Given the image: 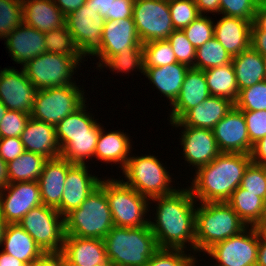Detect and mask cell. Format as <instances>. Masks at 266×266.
<instances>
[{"label":"cell","mask_w":266,"mask_h":266,"mask_svg":"<svg viewBox=\"0 0 266 266\" xmlns=\"http://www.w3.org/2000/svg\"><path fill=\"white\" fill-rule=\"evenodd\" d=\"M99 186L105 191L114 226L137 228L149 226L150 199L140 195L120 177H105ZM148 217V218H146Z\"/></svg>","instance_id":"5"},{"label":"cell","mask_w":266,"mask_h":266,"mask_svg":"<svg viewBox=\"0 0 266 266\" xmlns=\"http://www.w3.org/2000/svg\"><path fill=\"white\" fill-rule=\"evenodd\" d=\"M195 3L200 15H220V0H195Z\"/></svg>","instance_id":"56"},{"label":"cell","mask_w":266,"mask_h":266,"mask_svg":"<svg viewBox=\"0 0 266 266\" xmlns=\"http://www.w3.org/2000/svg\"><path fill=\"white\" fill-rule=\"evenodd\" d=\"M232 62V57L219 41L213 37L196 49L195 68L206 70Z\"/></svg>","instance_id":"38"},{"label":"cell","mask_w":266,"mask_h":266,"mask_svg":"<svg viewBox=\"0 0 266 266\" xmlns=\"http://www.w3.org/2000/svg\"><path fill=\"white\" fill-rule=\"evenodd\" d=\"M55 5L67 16L69 13L79 9L86 0H53Z\"/></svg>","instance_id":"58"},{"label":"cell","mask_w":266,"mask_h":266,"mask_svg":"<svg viewBox=\"0 0 266 266\" xmlns=\"http://www.w3.org/2000/svg\"><path fill=\"white\" fill-rule=\"evenodd\" d=\"M65 24L81 55L88 60L101 46L105 18L91 5H82L66 16Z\"/></svg>","instance_id":"13"},{"label":"cell","mask_w":266,"mask_h":266,"mask_svg":"<svg viewBox=\"0 0 266 266\" xmlns=\"http://www.w3.org/2000/svg\"><path fill=\"white\" fill-rule=\"evenodd\" d=\"M134 0H115L111 7V20L132 18Z\"/></svg>","instance_id":"52"},{"label":"cell","mask_w":266,"mask_h":266,"mask_svg":"<svg viewBox=\"0 0 266 266\" xmlns=\"http://www.w3.org/2000/svg\"><path fill=\"white\" fill-rule=\"evenodd\" d=\"M86 164H74L67 172L65 188L62 193L61 203L56 208L57 211L65 217L73 209L85 201L100 183L101 178L96 176Z\"/></svg>","instance_id":"19"},{"label":"cell","mask_w":266,"mask_h":266,"mask_svg":"<svg viewBox=\"0 0 266 266\" xmlns=\"http://www.w3.org/2000/svg\"><path fill=\"white\" fill-rule=\"evenodd\" d=\"M210 96L204 71L190 67L177 99L170 106L172 109H169L170 113L167 120L169 123L178 121L189 109L202 103Z\"/></svg>","instance_id":"21"},{"label":"cell","mask_w":266,"mask_h":266,"mask_svg":"<svg viewBox=\"0 0 266 266\" xmlns=\"http://www.w3.org/2000/svg\"><path fill=\"white\" fill-rule=\"evenodd\" d=\"M61 253L79 266H111L103 239L66 235Z\"/></svg>","instance_id":"22"},{"label":"cell","mask_w":266,"mask_h":266,"mask_svg":"<svg viewBox=\"0 0 266 266\" xmlns=\"http://www.w3.org/2000/svg\"><path fill=\"white\" fill-rule=\"evenodd\" d=\"M250 157L252 163L266 166V136L253 144Z\"/></svg>","instance_id":"53"},{"label":"cell","mask_w":266,"mask_h":266,"mask_svg":"<svg viewBox=\"0 0 266 266\" xmlns=\"http://www.w3.org/2000/svg\"><path fill=\"white\" fill-rule=\"evenodd\" d=\"M256 266H266V234L260 230Z\"/></svg>","instance_id":"59"},{"label":"cell","mask_w":266,"mask_h":266,"mask_svg":"<svg viewBox=\"0 0 266 266\" xmlns=\"http://www.w3.org/2000/svg\"><path fill=\"white\" fill-rule=\"evenodd\" d=\"M227 203L247 226H255L260 221L264 200L257 194H252L238 187Z\"/></svg>","instance_id":"35"},{"label":"cell","mask_w":266,"mask_h":266,"mask_svg":"<svg viewBox=\"0 0 266 266\" xmlns=\"http://www.w3.org/2000/svg\"><path fill=\"white\" fill-rule=\"evenodd\" d=\"M73 165L61 156L45 162L38 179L42 204L54 208L60 205L66 175Z\"/></svg>","instance_id":"25"},{"label":"cell","mask_w":266,"mask_h":266,"mask_svg":"<svg viewBox=\"0 0 266 266\" xmlns=\"http://www.w3.org/2000/svg\"><path fill=\"white\" fill-rule=\"evenodd\" d=\"M21 141L25 151L40 154L47 159L60 157L61 149L54 125L30 117L21 134Z\"/></svg>","instance_id":"26"},{"label":"cell","mask_w":266,"mask_h":266,"mask_svg":"<svg viewBox=\"0 0 266 266\" xmlns=\"http://www.w3.org/2000/svg\"><path fill=\"white\" fill-rule=\"evenodd\" d=\"M23 23L42 33L65 25L66 16L53 0H22Z\"/></svg>","instance_id":"28"},{"label":"cell","mask_w":266,"mask_h":266,"mask_svg":"<svg viewBox=\"0 0 266 266\" xmlns=\"http://www.w3.org/2000/svg\"><path fill=\"white\" fill-rule=\"evenodd\" d=\"M247 227L227 202H197L195 253H205L213 245L239 234Z\"/></svg>","instance_id":"3"},{"label":"cell","mask_w":266,"mask_h":266,"mask_svg":"<svg viewBox=\"0 0 266 266\" xmlns=\"http://www.w3.org/2000/svg\"><path fill=\"white\" fill-rule=\"evenodd\" d=\"M214 21L211 16L200 15L182 29L186 38L196 49L214 37Z\"/></svg>","instance_id":"44"},{"label":"cell","mask_w":266,"mask_h":266,"mask_svg":"<svg viewBox=\"0 0 266 266\" xmlns=\"http://www.w3.org/2000/svg\"><path fill=\"white\" fill-rule=\"evenodd\" d=\"M8 184L7 164L0 158V191Z\"/></svg>","instance_id":"62"},{"label":"cell","mask_w":266,"mask_h":266,"mask_svg":"<svg viewBox=\"0 0 266 266\" xmlns=\"http://www.w3.org/2000/svg\"><path fill=\"white\" fill-rule=\"evenodd\" d=\"M64 218L65 234L80 238L104 239L114 226L106 193L100 186Z\"/></svg>","instance_id":"7"},{"label":"cell","mask_w":266,"mask_h":266,"mask_svg":"<svg viewBox=\"0 0 266 266\" xmlns=\"http://www.w3.org/2000/svg\"><path fill=\"white\" fill-rule=\"evenodd\" d=\"M252 22L222 15L214 22V37L231 57L250 47Z\"/></svg>","instance_id":"23"},{"label":"cell","mask_w":266,"mask_h":266,"mask_svg":"<svg viewBox=\"0 0 266 266\" xmlns=\"http://www.w3.org/2000/svg\"><path fill=\"white\" fill-rule=\"evenodd\" d=\"M239 91L266 80L263 56L251 46L232 57Z\"/></svg>","instance_id":"32"},{"label":"cell","mask_w":266,"mask_h":266,"mask_svg":"<svg viewBox=\"0 0 266 266\" xmlns=\"http://www.w3.org/2000/svg\"><path fill=\"white\" fill-rule=\"evenodd\" d=\"M80 87V88H79ZM83 86L69 84L38 90L31 117L56 126L69 114L87 103Z\"/></svg>","instance_id":"9"},{"label":"cell","mask_w":266,"mask_h":266,"mask_svg":"<svg viewBox=\"0 0 266 266\" xmlns=\"http://www.w3.org/2000/svg\"><path fill=\"white\" fill-rule=\"evenodd\" d=\"M101 127L98 136L94 158L102 163L119 165L122 170L132 153V139L123 131H107ZM131 139V140H130Z\"/></svg>","instance_id":"27"},{"label":"cell","mask_w":266,"mask_h":266,"mask_svg":"<svg viewBox=\"0 0 266 266\" xmlns=\"http://www.w3.org/2000/svg\"><path fill=\"white\" fill-rule=\"evenodd\" d=\"M7 110V107L0 101V122L3 119Z\"/></svg>","instance_id":"67"},{"label":"cell","mask_w":266,"mask_h":266,"mask_svg":"<svg viewBox=\"0 0 266 266\" xmlns=\"http://www.w3.org/2000/svg\"><path fill=\"white\" fill-rule=\"evenodd\" d=\"M239 187L252 194H257L265 201L266 167L251 162L244 171Z\"/></svg>","instance_id":"45"},{"label":"cell","mask_w":266,"mask_h":266,"mask_svg":"<svg viewBox=\"0 0 266 266\" xmlns=\"http://www.w3.org/2000/svg\"><path fill=\"white\" fill-rule=\"evenodd\" d=\"M115 0H86L84 5H91L95 12H99L105 21L111 20V7Z\"/></svg>","instance_id":"55"},{"label":"cell","mask_w":266,"mask_h":266,"mask_svg":"<svg viewBox=\"0 0 266 266\" xmlns=\"http://www.w3.org/2000/svg\"><path fill=\"white\" fill-rule=\"evenodd\" d=\"M254 227L260 231H264L266 229V200L264 201V207L260 221Z\"/></svg>","instance_id":"63"},{"label":"cell","mask_w":266,"mask_h":266,"mask_svg":"<svg viewBox=\"0 0 266 266\" xmlns=\"http://www.w3.org/2000/svg\"><path fill=\"white\" fill-rule=\"evenodd\" d=\"M5 227H6V222L0 214V248H1V241H2Z\"/></svg>","instance_id":"66"},{"label":"cell","mask_w":266,"mask_h":266,"mask_svg":"<svg viewBox=\"0 0 266 266\" xmlns=\"http://www.w3.org/2000/svg\"><path fill=\"white\" fill-rule=\"evenodd\" d=\"M27 266H58V253L45 254L41 259L32 262Z\"/></svg>","instance_id":"60"},{"label":"cell","mask_w":266,"mask_h":266,"mask_svg":"<svg viewBox=\"0 0 266 266\" xmlns=\"http://www.w3.org/2000/svg\"><path fill=\"white\" fill-rule=\"evenodd\" d=\"M42 205L38 182H15L0 191V214L6 224H17L33 208Z\"/></svg>","instance_id":"14"},{"label":"cell","mask_w":266,"mask_h":266,"mask_svg":"<svg viewBox=\"0 0 266 266\" xmlns=\"http://www.w3.org/2000/svg\"><path fill=\"white\" fill-rule=\"evenodd\" d=\"M211 96L223 97L236 102L239 88L232 63L204 70Z\"/></svg>","instance_id":"33"},{"label":"cell","mask_w":266,"mask_h":266,"mask_svg":"<svg viewBox=\"0 0 266 266\" xmlns=\"http://www.w3.org/2000/svg\"><path fill=\"white\" fill-rule=\"evenodd\" d=\"M175 30H182L200 16L195 0H168Z\"/></svg>","instance_id":"43"},{"label":"cell","mask_w":266,"mask_h":266,"mask_svg":"<svg viewBox=\"0 0 266 266\" xmlns=\"http://www.w3.org/2000/svg\"><path fill=\"white\" fill-rule=\"evenodd\" d=\"M0 266H27L23 261L0 250Z\"/></svg>","instance_id":"61"},{"label":"cell","mask_w":266,"mask_h":266,"mask_svg":"<svg viewBox=\"0 0 266 266\" xmlns=\"http://www.w3.org/2000/svg\"><path fill=\"white\" fill-rule=\"evenodd\" d=\"M197 253H193L192 254V258H191V261H190V266H200V261H202V259L201 260H199L198 259V256H200L201 254H199V255H196ZM198 260V261H197ZM199 262V263H198ZM213 263V265L212 264H210V266H218L217 264H215L214 262H212ZM204 266H206V264H203ZM207 266H209V265H207Z\"/></svg>","instance_id":"65"},{"label":"cell","mask_w":266,"mask_h":266,"mask_svg":"<svg viewBox=\"0 0 266 266\" xmlns=\"http://www.w3.org/2000/svg\"><path fill=\"white\" fill-rule=\"evenodd\" d=\"M132 17L142 44L167 40L175 30L168 0H134Z\"/></svg>","instance_id":"12"},{"label":"cell","mask_w":266,"mask_h":266,"mask_svg":"<svg viewBox=\"0 0 266 266\" xmlns=\"http://www.w3.org/2000/svg\"><path fill=\"white\" fill-rule=\"evenodd\" d=\"M47 160L40 154L24 151L22 155L6 163L8 184L28 181L38 182Z\"/></svg>","instance_id":"34"},{"label":"cell","mask_w":266,"mask_h":266,"mask_svg":"<svg viewBox=\"0 0 266 266\" xmlns=\"http://www.w3.org/2000/svg\"><path fill=\"white\" fill-rule=\"evenodd\" d=\"M191 258L183 249L159 248L145 266H190Z\"/></svg>","instance_id":"47"},{"label":"cell","mask_w":266,"mask_h":266,"mask_svg":"<svg viewBox=\"0 0 266 266\" xmlns=\"http://www.w3.org/2000/svg\"><path fill=\"white\" fill-rule=\"evenodd\" d=\"M263 61H264V66H265V71H266V55L263 56Z\"/></svg>","instance_id":"68"},{"label":"cell","mask_w":266,"mask_h":266,"mask_svg":"<svg viewBox=\"0 0 266 266\" xmlns=\"http://www.w3.org/2000/svg\"><path fill=\"white\" fill-rule=\"evenodd\" d=\"M179 128L181 137L178 139L183 148L182 157L194 170L209 164L221 152L211 129L190 126H172ZM182 128V129H181Z\"/></svg>","instance_id":"17"},{"label":"cell","mask_w":266,"mask_h":266,"mask_svg":"<svg viewBox=\"0 0 266 266\" xmlns=\"http://www.w3.org/2000/svg\"><path fill=\"white\" fill-rule=\"evenodd\" d=\"M250 154L220 153L209 164L195 171L191 186H187L199 203L227 202L240 186L245 169L251 163Z\"/></svg>","instance_id":"2"},{"label":"cell","mask_w":266,"mask_h":266,"mask_svg":"<svg viewBox=\"0 0 266 266\" xmlns=\"http://www.w3.org/2000/svg\"><path fill=\"white\" fill-rule=\"evenodd\" d=\"M260 0H220V15L232 16L253 23Z\"/></svg>","instance_id":"48"},{"label":"cell","mask_w":266,"mask_h":266,"mask_svg":"<svg viewBox=\"0 0 266 266\" xmlns=\"http://www.w3.org/2000/svg\"><path fill=\"white\" fill-rule=\"evenodd\" d=\"M5 39L4 44L9 56L21 67L46 52L45 34L25 23L12 30Z\"/></svg>","instance_id":"20"},{"label":"cell","mask_w":266,"mask_h":266,"mask_svg":"<svg viewBox=\"0 0 266 266\" xmlns=\"http://www.w3.org/2000/svg\"><path fill=\"white\" fill-rule=\"evenodd\" d=\"M58 266H79L68 260L61 252L58 253Z\"/></svg>","instance_id":"64"},{"label":"cell","mask_w":266,"mask_h":266,"mask_svg":"<svg viewBox=\"0 0 266 266\" xmlns=\"http://www.w3.org/2000/svg\"><path fill=\"white\" fill-rule=\"evenodd\" d=\"M251 31H266V0H260Z\"/></svg>","instance_id":"54"},{"label":"cell","mask_w":266,"mask_h":266,"mask_svg":"<svg viewBox=\"0 0 266 266\" xmlns=\"http://www.w3.org/2000/svg\"><path fill=\"white\" fill-rule=\"evenodd\" d=\"M188 69L187 65L176 62L161 67H144L142 75L169 100L171 106L180 93Z\"/></svg>","instance_id":"29"},{"label":"cell","mask_w":266,"mask_h":266,"mask_svg":"<svg viewBox=\"0 0 266 266\" xmlns=\"http://www.w3.org/2000/svg\"><path fill=\"white\" fill-rule=\"evenodd\" d=\"M23 17L22 0H0V40L20 26Z\"/></svg>","instance_id":"41"},{"label":"cell","mask_w":266,"mask_h":266,"mask_svg":"<svg viewBox=\"0 0 266 266\" xmlns=\"http://www.w3.org/2000/svg\"><path fill=\"white\" fill-rule=\"evenodd\" d=\"M31 114L7 110L0 122V138L21 137Z\"/></svg>","instance_id":"49"},{"label":"cell","mask_w":266,"mask_h":266,"mask_svg":"<svg viewBox=\"0 0 266 266\" xmlns=\"http://www.w3.org/2000/svg\"><path fill=\"white\" fill-rule=\"evenodd\" d=\"M212 131L221 153H251L253 145L250 143L243 111L235 106Z\"/></svg>","instance_id":"18"},{"label":"cell","mask_w":266,"mask_h":266,"mask_svg":"<svg viewBox=\"0 0 266 266\" xmlns=\"http://www.w3.org/2000/svg\"><path fill=\"white\" fill-rule=\"evenodd\" d=\"M25 151L21 137L0 138V158L6 163L16 159Z\"/></svg>","instance_id":"51"},{"label":"cell","mask_w":266,"mask_h":266,"mask_svg":"<svg viewBox=\"0 0 266 266\" xmlns=\"http://www.w3.org/2000/svg\"><path fill=\"white\" fill-rule=\"evenodd\" d=\"M103 240L111 266H145L159 249L149 226H113Z\"/></svg>","instance_id":"4"},{"label":"cell","mask_w":266,"mask_h":266,"mask_svg":"<svg viewBox=\"0 0 266 266\" xmlns=\"http://www.w3.org/2000/svg\"><path fill=\"white\" fill-rule=\"evenodd\" d=\"M167 41L171 44L178 63L195 68L196 48L186 38L183 30H174Z\"/></svg>","instance_id":"46"},{"label":"cell","mask_w":266,"mask_h":266,"mask_svg":"<svg viewBox=\"0 0 266 266\" xmlns=\"http://www.w3.org/2000/svg\"><path fill=\"white\" fill-rule=\"evenodd\" d=\"M88 105L84 103L55 126L60 149L70 141V136L99 135L103 124L98 123L97 120L99 119H95V115L90 113L92 111L87 110Z\"/></svg>","instance_id":"31"},{"label":"cell","mask_w":266,"mask_h":266,"mask_svg":"<svg viewBox=\"0 0 266 266\" xmlns=\"http://www.w3.org/2000/svg\"><path fill=\"white\" fill-rule=\"evenodd\" d=\"M19 225L45 254H57L65 241V218L56 208L44 204L31 209Z\"/></svg>","instance_id":"10"},{"label":"cell","mask_w":266,"mask_h":266,"mask_svg":"<svg viewBox=\"0 0 266 266\" xmlns=\"http://www.w3.org/2000/svg\"><path fill=\"white\" fill-rule=\"evenodd\" d=\"M83 56H66L44 52L21 68L37 90L75 84L73 75L82 67ZM83 60V61H82Z\"/></svg>","instance_id":"8"},{"label":"cell","mask_w":266,"mask_h":266,"mask_svg":"<svg viewBox=\"0 0 266 266\" xmlns=\"http://www.w3.org/2000/svg\"><path fill=\"white\" fill-rule=\"evenodd\" d=\"M233 106L234 103L226 98L210 96L189 109L178 121L170 122V124L171 126H190L212 130Z\"/></svg>","instance_id":"24"},{"label":"cell","mask_w":266,"mask_h":266,"mask_svg":"<svg viewBox=\"0 0 266 266\" xmlns=\"http://www.w3.org/2000/svg\"><path fill=\"white\" fill-rule=\"evenodd\" d=\"M134 155L133 153L130 155L122 169V175L125 177V181L122 178L124 183L149 199L172 194L178 189L172 184L175 182L172 173L157 158L158 156L150 153L149 155Z\"/></svg>","instance_id":"6"},{"label":"cell","mask_w":266,"mask_h":266,"mask_svg":"<svg viewBox=\"0 0 266 266\" xmlns=\"http://www.w3.org/2000/svg\"><path fill=\"white\" fill-rule=\"evenodd\" d=\"M142 45L144 67H161L177 62L172 46L167 40H155Z\"/></svg>","instance_id":"40"},{"label":"cell","mask_w":266,"mask_h":266,"mask_svg":"<svg viewBox=\"0 0 266 266\" xmlns=\"http://www.w3.org/2000/svg\"><path fill=\"white\" fill-rule=\"evenodd\" d=\"M141 45L133 17L105 21L101 46L91 55L93 59L99 60L95 63L97 65L95 69H98L110 56L129 48H139Z\"/></svg>","instance_id":"15"},{"label":"cell","mask_w":266,"mask_h":266,"mask_svg":"<svg viewBox=\"0 0 266 266\" xmlns=\"http://www.w3.org/2000/svg\"><path fill=\"white\" fill-rule=\"evenodd\" d=\"M1 248L7 254L23 261L26 265L41 259L45 253L34 239L19 225L6 224Z\"/></svg>","instance_id":"30"},{"label":"cell","mask_w":266,"mask_h":266,"mask_svg":"<svg viewBox=\"0 0 266 266\" xmlns=\"http://www.w3.org/2000/svg\"><path fill=\"white\" fill-rule=\"evenodd\" d=\"M250 143L253 145L266 136V110L243 111Z\"/></svg>","instance_id":"50"},{"label":"cell","mask_w":266,"mask_h":266,"mask_svg":"<svg viewBox=\"0 0 266 266\" xmlns=\"http://www.w3.org/2000/svg\"><path fill=\"white\" fill-rule=\"evenodd\" d=\"M250 46L262 56L266 55V31H251Z\"/></svg>","instance_id":"57"},{"label":"cell","mask_w":266,"mask_h":266,"mask_svg":"<svg viewBox=\"0 0 266 266\" xmlns=\"http://www.w3.org/2000/svg\"><path fill=\"white\" fill-rule=\"evenodd\" d=\"M234 106L241 111L266 110V80L240 90Z\"/></svg>","instance_id":"42"},{"label":"cell","mask_w":266,"mask_h":266,"mask_svg":"<svg viewBox=\"0 0 266 266\" xmlns=\"http://www.w3.org/2000/svg\"><path fill=\"white\" fill-rule=\"evenodd\" d=\"M46 52L66 56H82L75 45L67 25L45 33Z\"/></svg>","instance_id":"39"},{"label":"cell","mask_w":266,"mask_h":266,"mask_svg":"<svg viewBox=\"0 0 266 266\" xmlns=\"http://www.w3.org/2000/svg\"><path fill=\"white\" fill-rule=\"evenodd\" d=\"M150 201V205L156 202L154 205L156 207L152 214L155 217L153 218L150 212L151 218L148 224L158 247L183 249L195 253L197 201L193 198L189 188L178 187L174 193L157 196Z\"/></svg>","instance_id":"1"},{"label":"cell","mask_w":266,"mask_h":266,"mask_svg":"<svg viewBox=\"0 0 266 266\" xmlns=\"http://www.w3.org/2000/svg\"><path fill=\"white\" fill-rule=\"evenodd\" d=\"M99 135L70 136V141L61 149L60 156L73 164H87L94 157Z\"/></svg>","instance_id":"37"},{"label":"cell","mask_w":266,"mask_h":266,"mask_svg":"<svg viewBox=\"0 0 266 266\" xmlns=\"http://www.w3.org/2000/svg\"><path fill=\"white\" fill-rule=\"evenodd\" d=\"M259 230L248 226L242 232L218 242L206 254L218 266H256ZM215 260V261H214Z\"/></svg>","instance_id":"11"},{"label":"cell","mask_w":266,"mask_h":266,"mask_svg":"<svg viewBox=\"0 0 266 266\" xmlns=\"http://www.w3.org/2000/svg\"><path fill=\"white\" fill-rule=\"evenodd\" d=\"M104 67V68H103ZM109 69L113 73L128 74L132 71H139L144 73V51L143 45L139 48H129L128 50H122L120 53L110 56L98 70L103 72V69Z\"/></svg>","instance_id":"36"},{"label":"cell","mask_w":266,"mask_h":266,"mask_svg":"<svg viewBox=\"0 0 266 266\" xmlns=\"http://www.w3.org/2000/svg\"><path fill=\"white\" fill-rule=\"evenodd\" d=\"M17 70V71H16ZM15 67L0 70V101L8 110L31 114L37 89L24 70Z\"/></svg>","instance_id":"16"}]
</instances>
